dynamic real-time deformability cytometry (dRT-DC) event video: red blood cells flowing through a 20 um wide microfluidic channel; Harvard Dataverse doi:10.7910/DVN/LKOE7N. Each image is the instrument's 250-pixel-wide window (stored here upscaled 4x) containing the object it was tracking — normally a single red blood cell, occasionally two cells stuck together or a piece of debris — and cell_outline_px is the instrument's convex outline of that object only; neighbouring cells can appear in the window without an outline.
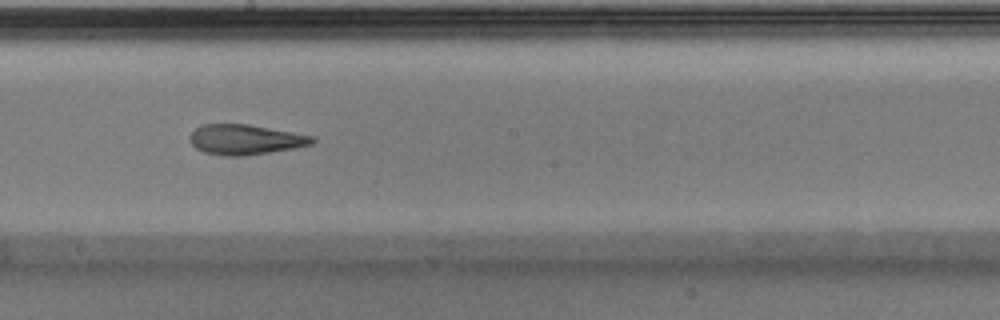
{"species": "Egyptian fruit bat (a non-hibernating species)", "species_latin": "Rousettus aegyptiacus", "temperature_condition": "warm", "stored_images_in_passage": 33, "camera_frame_rate_fps": 3000, "um_per_image_px": 0.085, "animal": {"sex": "male"}, "frame": {"image": 1, "passage_image": 15, "time_ms": 4.667, "image_size_px": [1000, 320], "cell_outline_px": [[316, 140], [312, 144], [292, 148], [244, 156], [224, 156], [204, 152], [196, 148], [192, 144], [188, 136], [200, 124], [248, 124], [316, 136]], "centroid_in_image_um": [20.84, 11.85], "position_along_channel_um": 227.4, "area_um2": 21.5}}